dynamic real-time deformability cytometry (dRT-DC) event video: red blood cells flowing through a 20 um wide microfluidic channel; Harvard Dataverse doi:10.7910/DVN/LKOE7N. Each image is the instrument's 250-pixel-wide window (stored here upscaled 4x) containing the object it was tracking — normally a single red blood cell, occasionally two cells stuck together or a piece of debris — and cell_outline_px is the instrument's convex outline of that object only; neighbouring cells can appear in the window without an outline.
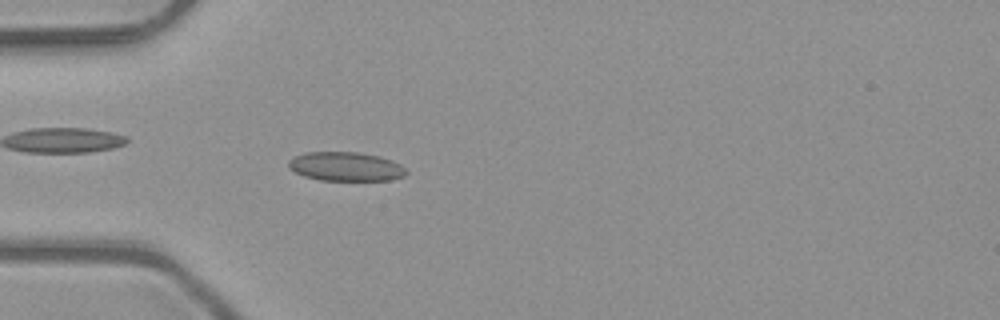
{"species": "common noctule bat (a hibernating species)", "species_latin": "Nyctalus noctula", "temperature_condition": "room temperature", "stored_images_in_passage": 3, "camera_frame_rate_fps": 3000, "um_per_image_px": 0.085, "animal": {"sex": "male", "body_mass_g": 23.1, "forearm_length_mm": 52.7}, "frame": {"image": 1, "passage_image": 3, "time_ms": 0.667, "image_size_px": [1000, 320], "cell_outline_px": [[408, 172], [404, 176], [392, 180], [320, 180], [304, 176], [288, 168], [288, 160], [304, 152], [360, 152], [380, 156], [392, 160], [400, 164]], "centroid_in_image_um": [29.4, 14.15], "position_along_channel_um": 55.6, "area_um2": 20.0}}